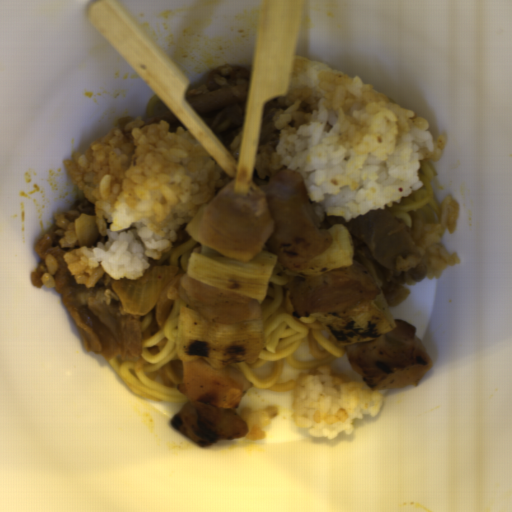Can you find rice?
Segmentation results:
<instances>
[{"label": "rice", "instance_id": "4", "mask_svg": "<svg viewBox=\"0 0 512 512\" xmlns=\"http://www.w3.org/2000/svg\"><path fill=\"white\" fill-rule=\"evenodd\" d=\"M438 205L439 221H428L425 217L416 214L412 227H408L398 219L413 240L426 265L424 278L435 280L444 275L445 267H455L461 262L457 252L447 254L441 241L442 233L455 234L458 228V201L448 195Z\"/></svg>", "mask_w": 512, "mask_h": 512}, {"label": "rice", "instance_id": "5", "mask_svg": "<svg viewBox=\"0 0 512 512\" xmlns=\"http://www.w3.org/2000/svg\"><path fill=\"white\" fill-rule=\"evenodd\" d=\"M277 407L266 406L261 409H243L238 415L244 420L248 426V430L245 437L249 440L260 441L264 438L266 432L265 427L268 426L271 419L276 417Z\"/></svg>", "mask_w": 512, "mask_h": 512}, {"label": "rice", "instance_id": "2", "mask_svg": "<svg viewBox=\"0 0 512 512\" xmlns=\"http://www.w3.org/2000/svg\"><path fill=\"white\" fill-rule=\"evenodd\" d=\"M122 116L84 152L63 160L73 183L95 205L99 237L80 246L75 222L56 215L64 230V262L77 284L91 289L106 274L141 278L177 239V230L234 182L186 129L167 121L145 125Z\"/></svg>", "mask_w": 512, "mask_h": 512}, {"label": "rice", "instance_id": "3", "mask_svg": "<svg viewBox=\"0 0 512 512\" xmlns=\"http://www.w3.org/2000/svg\"><path fill=\"white\" fill-rule=\"evenodd\" d=\"M380 389L350 380L328 364L299 373L292 395L294 424L308 434L334 441L355 432V419L376 417L383 402Z\"/></svg>", "mask_w": 512, "mask_h": 512}, {"label": "rice", "instance_id": "8", "mask_svg": "<svg viewBox=\"0 0 512 512\" xmlns=\"http://www.w3.org/2000/svg\"><path fill=\"white\" fill-rule=\"evenodd\" d=\"M241 148V132L234 138L230 148H226L227 152L239 162Z\"/></svg>", "mask_w": 512, "mask_h": 512}, {"label": "rice", "instance_id": "7", "mask_svg": "<svg viewBox=\"0 0 512 512\" xmlns=\"http://www.w3.org/2000/svg\"><path fill=\"white\" fill-rule=\"evenodd\" d=\"M44 262L47 271L41 277L43 286L56 288L54 274L59 269L58 261L50 254L45 256Z\"/></svg>", "mask_w": 512, "mask_h": 512}, {"label": "rice", "instance_id": "1", "mask_svg": "<svg viewBox=\"0 0 512 512\" xmlns=\"http://www.w3.org/2000/svg\"><path fill=\"white\" fill-rule=\"evenodd\" d=\"M285 97L293 103L274 119L278 147L258 143L252 182L297 170L320 224L399 204L421 189V165L438 163L447 144L416 111L314 58L294 57Z\"/></svg>", "mask_w": 512, "mask_h": 512}, {"label": "rice", "instance_id": "6", "mask_svg": "<svg viewBox=\"0 0 512 512\" xmlns=\"http://www.w3.org/2000/svg\"><path fill=\"white\" fill-rule=\"evenodd\" d=\"M203 243L199 242L192 236L187 243L180 245L172 252L169 263L170 266H177L176 271L179 274H188L189 262L192 253H201Z\"/></svg>", "mask_w": 512, "mask_h": 512}]
</instances>
